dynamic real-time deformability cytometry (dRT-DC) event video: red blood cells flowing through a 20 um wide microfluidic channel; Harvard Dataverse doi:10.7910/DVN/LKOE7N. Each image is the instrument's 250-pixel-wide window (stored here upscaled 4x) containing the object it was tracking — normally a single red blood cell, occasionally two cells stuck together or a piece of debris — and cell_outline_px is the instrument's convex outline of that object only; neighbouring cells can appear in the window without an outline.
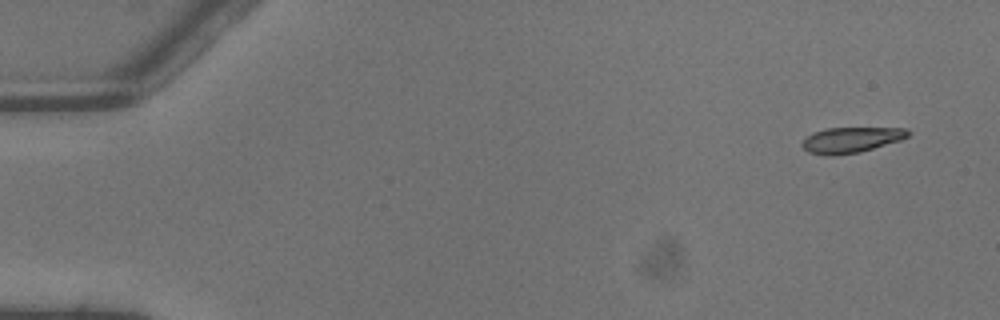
{"species": "common noctule bat (a hibernating species)", "species_latin": "Nyctalus noctula", "temperature_condition": "warm", "stored_images_in_passage": 4, "camera_frame_rate_fps": 3000, "um_per_image_px": 0.085, "animal": {"sex": "male", "body_mass_g": 13.3}, "frame": {"image": 1, "passage_image": 1, "time_ms": 0.0, "image_size_px": [1000, 320], "cell_outline_px": [[912, 132], [908, 136], [900, 140], [860, 152], [832, 156], [828, 156], [808, 152], [800, 144], [812, 132], [824, 128], [908, 128]], "centroid_in_image_um": [72.34, 11.89], "position_along_channel_um": 12.7, "area_um2": 15.84}}
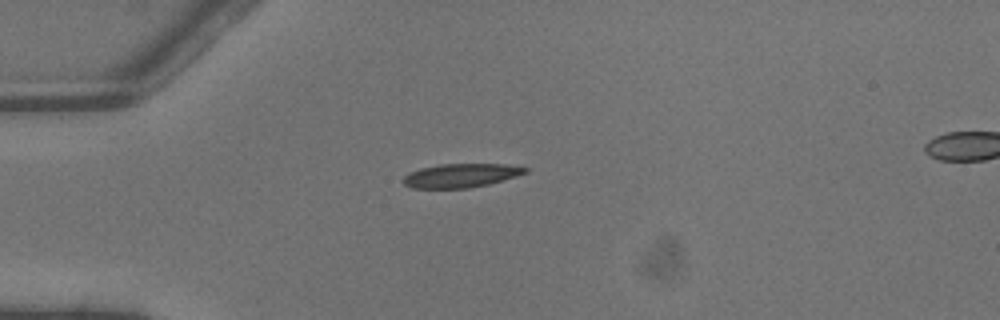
{"frame": {"image": 2, "passage_image": 3, "time_ms": 0.667, "image_size_px": [1000, 320], "cell_outline_px": [[528, 172], [516, 176], [488, 184], [468, 188], [412, 188], [404, 184], [404, 176], [408, 172], [420, 168], [440, 164], [504, 164], [528, 168]], "centroid_in_image_um": [39.15, 14.91], "position_along_channel_um": 45.8, "area_um2": 16.82}}